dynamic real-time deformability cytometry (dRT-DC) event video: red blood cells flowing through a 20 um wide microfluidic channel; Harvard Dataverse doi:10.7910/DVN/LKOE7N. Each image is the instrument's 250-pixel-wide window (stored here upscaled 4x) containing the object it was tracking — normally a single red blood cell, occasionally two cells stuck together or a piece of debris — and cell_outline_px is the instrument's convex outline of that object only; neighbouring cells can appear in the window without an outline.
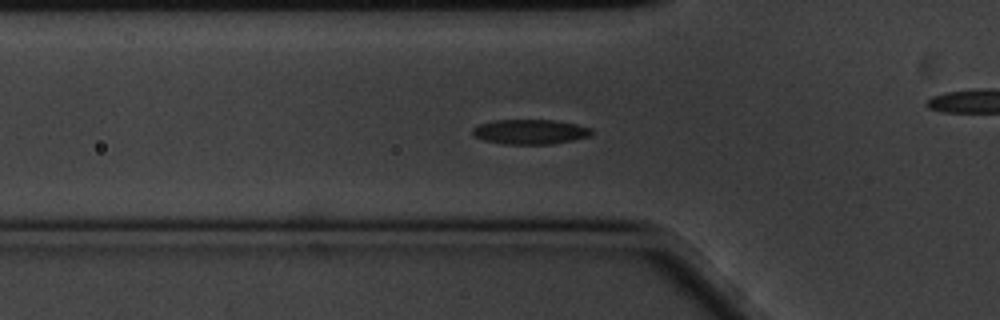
{"species": "common noctule bat (a hibernating species)", "species_latin": "Nyctalus noctula", "temperature_condition": "cold", "stored_images_in_passage": 43, "camera_frame_rate_fps": 3000, "um_per_image_px": 0.085, "animal": {"sex": "male", "body_mass_g": 20.1, "forearm_length_mm": 53.5}, "frame": {"image": 1, "passage_image": 2, "time_ms": 0.333, "image_size_px": [1000, 320], "cell_outline_px": [[592, 132], [588, 136], [572, 140], [552, 144], [504, 144], [484, 140], [476, 136], [472, 132], [472, 128], [480, 124], [492, 120], [552, 120], [576, 124], [592, 128]], "centroid_in_image_um": [45.05, 11.2], "position_along_channel_um": 80.8, "area_um2": 17.05}}
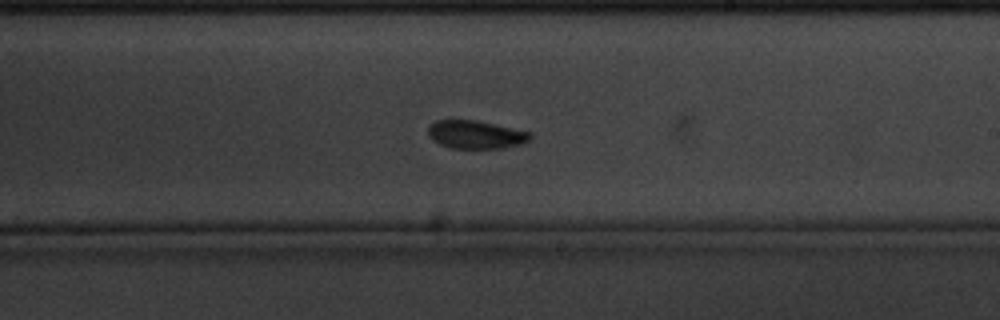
{"frame": {"image": 2, "passage_image": 17, "time_ms": 5.333, "image_size_px": [1000, 320], "cell_outline_px": [[532, 136], [528, 140], [520, 144], [500, 148], [452, 148], [440, 144], [432, 140], [428, 136], [428, 128], [436, 120], [476, 120], [532, 132]], "centroid_in_image_um": [40.43, 11.43], "position_along_channel_um": 248.6, "area_um2": 16.65}}
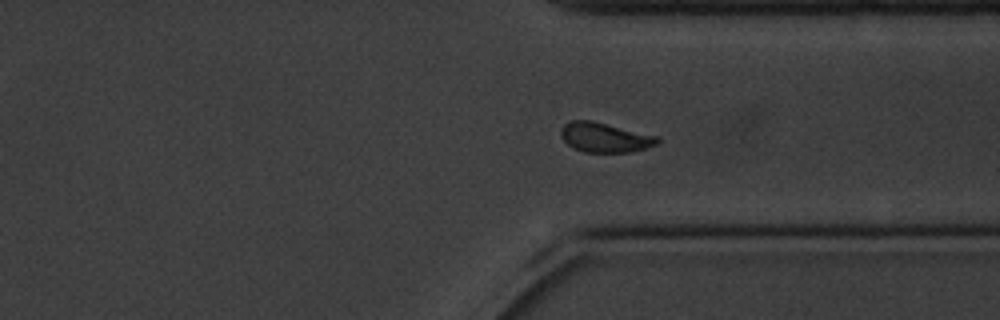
{"frame": {"image": 3, "passage_image": 27, "time_ms": 8.667, "image_size_px": [1000, 320], "cell_outline_px": [[660, 144], [632, 152], [584, 152], [572, 148], [560, 136], [560, 132], [564, 124], [572, 120], [588, 120], [660, 136]], "centroid_in_image_um": [51.45, 11.69], "position_along_channel_um": 360.0, "area_um2": 16.76}, "authors_computed_cell_mechanics": {"area_um2": 16.5886, "velocity_mm_per_s": 3.3451, "shape_relaxation_time_tau1_ms": 3.403, "shape_relaxation_time_tau2_ms": 2.6147, "deformation_change_tau1": 0.0967, "deformation_change_tau2": 0.0586}}